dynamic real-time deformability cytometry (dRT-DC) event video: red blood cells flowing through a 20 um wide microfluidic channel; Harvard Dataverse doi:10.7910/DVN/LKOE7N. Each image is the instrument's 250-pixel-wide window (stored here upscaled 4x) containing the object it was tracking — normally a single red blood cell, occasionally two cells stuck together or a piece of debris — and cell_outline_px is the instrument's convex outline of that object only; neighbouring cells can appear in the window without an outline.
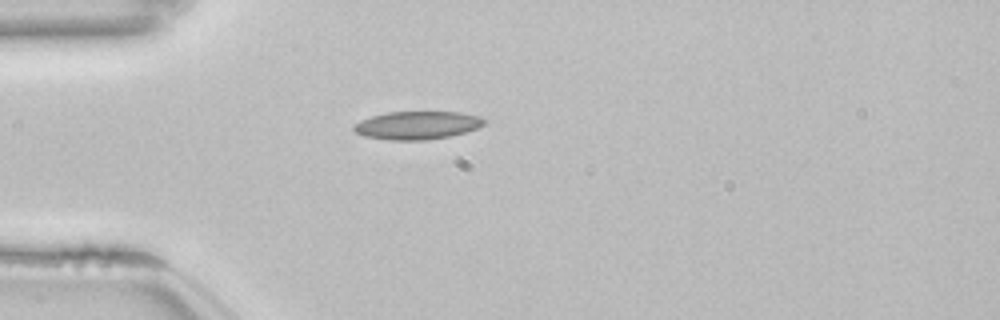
{"species": "common noctule bat (a hibernating species)", "species_latin": "Nyctalus noctula", "temperature_condition": "room temperature", "stored_images_in_passage": 40, "camera_frame_rate_fps": 3000, "um_per_image_px": 0.085, "animal": {"sex": "female", "body_mass_g": 22.7, "forearm_length_mm": 54.2}, "frame": {"image": 1, "passage_image": 1, "time_ms": 0.0, "image_size_px": [1000, 320], "cell_outline_px": [[488, 120], [484, 124], [476, 128], [464, 132], [448, 136], [424, 140], [388, 140], [364, 136], [356, 132], [352, 128], [360, 120], [372, 116], [388, 112], [460, 112], [480, 116]], "centroid_in_image_um": [35.47, 10.64], "position_along_channel_um": 49.5, "area_um2": 21.21}}
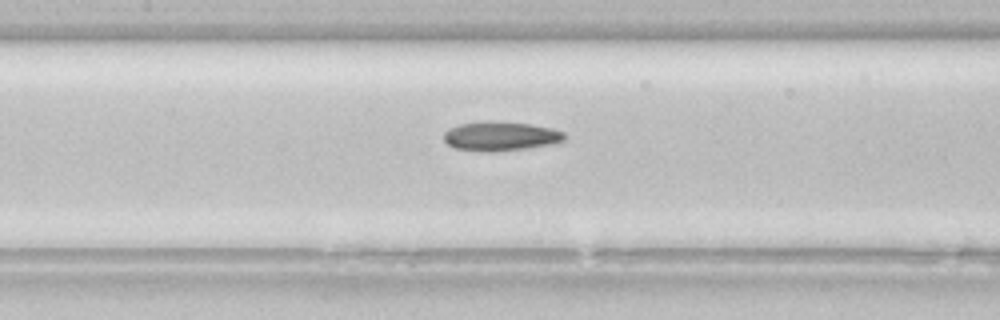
{"frame": {"image": 2, "passage_image": 11, "time_ms": 3.333, "image_size_px": [1000, 320], "cell_outline_px": [[564, 140], [552, 144], [524, 148], [492, 152], [488, 152], [456, 148], [448, 144], [444, 140], [444, 132], [448, 128], [460, 124], [532, 124], [552, 128], [564, 132]], "centroid_in_image_um": [42.56, 11.62], "position_along_channel_um": 164.8, "area_um2": 19.48}}
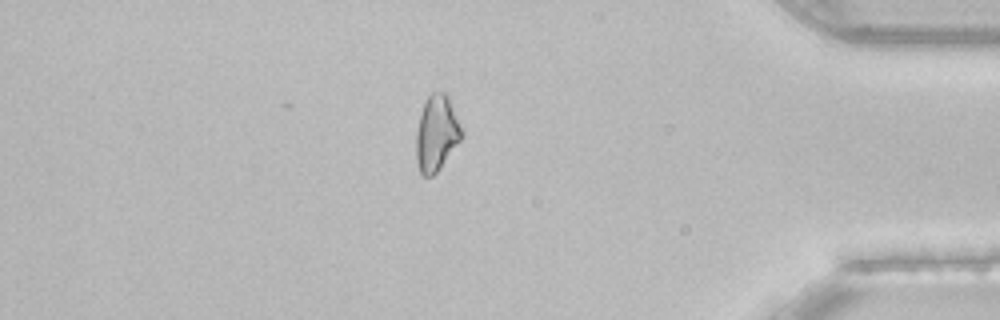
{"frame": {"image": 3, "passage_image": 32, "time_ms": 10.333, "image_size_px": [1000, 320], "cell_outline_px": [[464, 136], [440, 168], [432, 176], [424, 176], [420, 172], [416, 160], [416, 132], [420, 116], [424, 104], [428, 96], [432, 92], [444, 92], [448, 96], [464, 132]], "centroid_in_image_um": [37.12, 11.34], "position_along_channel_um": 398.1, "area_um2": 20.06}}